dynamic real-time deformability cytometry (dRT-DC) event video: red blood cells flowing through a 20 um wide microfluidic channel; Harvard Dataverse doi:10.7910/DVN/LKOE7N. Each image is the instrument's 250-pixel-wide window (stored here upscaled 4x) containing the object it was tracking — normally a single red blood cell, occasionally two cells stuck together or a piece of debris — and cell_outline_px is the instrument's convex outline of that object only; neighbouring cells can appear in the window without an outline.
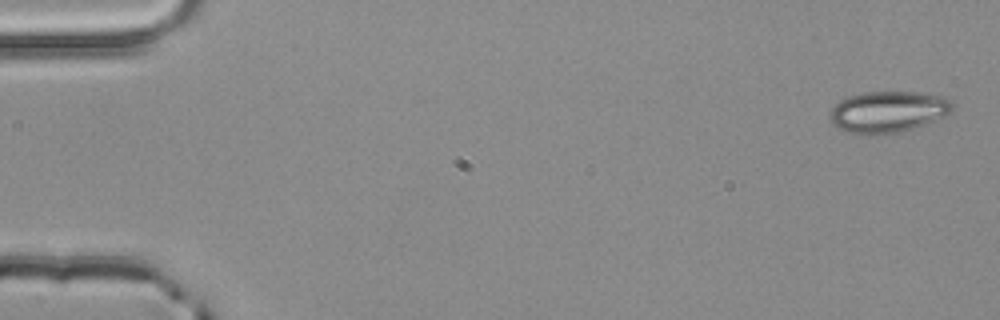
{"species": "common noctule bat (a hibernating species)", "species_latin": "Nyctalus noctula", "temperature_condition": "room temperature", "stored_images_in_passage": 4, "camera_frame_rate_fps": 3000, "um_per_image_px": 0.085, "animal": {"sex": "male", "body_mass_g": 20.4}, "frame": {"image": 1, "passage_image": 1, "time_ms": 0.0, "image_size_px": [1000, 320], "cell_outline_px": [[952, 108], [944, 116], [924, 124], [912, 128], [896, 132], [848, 132], [836, 128], [832, 124], [832, 108], [840, 100], [848, 96], [864, 92], [916, 92], [948, 96], [952, 100]], "centroid_in_image_um": [75.51, 9.45], "position_along_channel_um": 9.5, "area_um2": 28.78}}